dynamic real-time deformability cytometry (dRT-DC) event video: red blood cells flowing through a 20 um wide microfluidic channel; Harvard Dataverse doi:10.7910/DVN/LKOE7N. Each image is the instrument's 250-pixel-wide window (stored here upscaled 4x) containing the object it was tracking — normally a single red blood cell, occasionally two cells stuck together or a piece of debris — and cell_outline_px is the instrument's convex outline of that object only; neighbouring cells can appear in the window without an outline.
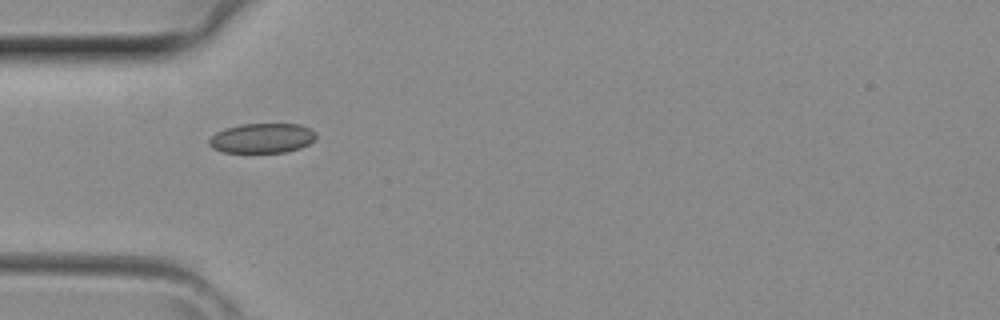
{"species": "common noctule bat (a hibernating species)", "species_latin": "Nyctalus noctula", "temperature_condition": "room temperature", "stored_images_in_passage": 4, "camera_frame_rate_fps": 3000, "um_per_image_px": 0.085, "animal": {"sex": "female", "body_mass_g": 29.2, "forearm_length_mm": 56.3}, "frame": {"image": 1, "passage_image": 3, "time_ms": 0.667, "image_size_px": [1000, 320], "cell_outline_px": [[316, 140], [300, 148], [284, 152], [224, 152], [212, 148], [208, 144], [208, 140], [216, 132], [224, 128], [240, 124], [300, 124], [316, 132]], "centroid_in_image_um": [22.27, 11.74], "position_along_channel_um": 62.7, "area_um2": 18.61}}
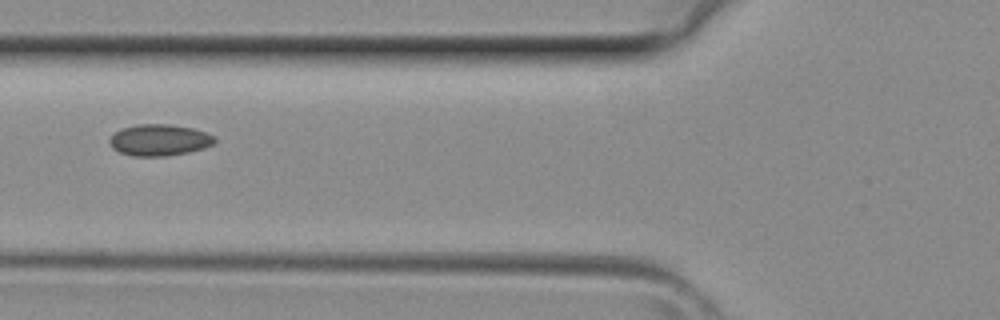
{"frame": {"image": 2, "passage_image": 4, "time_ms": 1.0, "image_size_px": [1000, 320], "cell_outline_px": [[216, 140], [212, 144], [204, 148], [188, 152], [168, 156], [132, 156], [120, 152], [112, 148], [108, 140], [120, 128], [136, 124], [168, 124], [192, 128], [216, 136]], "centroid_in_image_um": [13.53, 11.9], "position_along_channel_um": 112.3, "area_um2": 19.31}}